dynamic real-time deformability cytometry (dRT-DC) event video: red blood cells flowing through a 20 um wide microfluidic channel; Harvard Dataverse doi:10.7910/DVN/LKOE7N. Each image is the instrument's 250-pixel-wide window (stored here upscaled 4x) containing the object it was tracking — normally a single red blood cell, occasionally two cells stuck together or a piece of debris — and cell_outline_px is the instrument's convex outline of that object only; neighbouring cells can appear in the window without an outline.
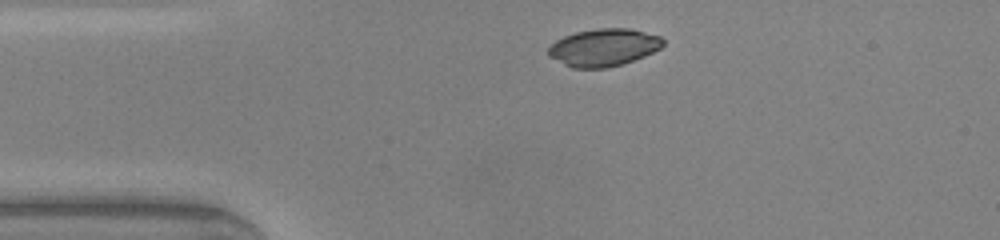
{"species": "common noctule bat (a hibernating species)", "species_latin": "Nyctalus noctula", "temperature_condition": "warm", "stored_images_in_passage": 30, "camera_frame_rate_fps": 3000, "um_per_image_px": 0.085, "animal": {"sex": "male", "body_mass_g": 20.0, "forearm_length_mm": 53.3}, "frame": {"image": 1, "passage_image": 1, "time_ms": 0.0, "image_size_px": [1000, 240], "cell_outline_px": [[664, 44], [660, 48], [644, 56], [620, 64], [604, 68], [572, 68], [548, 56], [548, 48], [556, 40], [564, 36], [576, 32], [596, 28], [632, 28], [660, 36], [664, 40]], "centroid_in_image_um": [51.3, 4.02], "position_along_channel_um": 33.7, "area_um2": 24.97}}
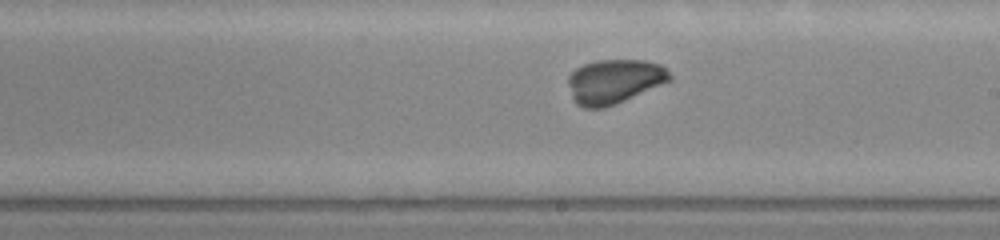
{"frame": {"image": 2, "passage_image": 18, "time_ms": 5.667, "image_size_px": [1000, 240], "cell_outline_px": [[672, 80], [616, 104], [604, 108], [584, 108], [576, 104], [572, 96], [568, 84], [568, 76], [576, 68], [584, 64], [596, 60], [644, 60], [660, 64], [672, 76]], "centroid_in_image_um": [52.2, 6.92], "position_along_channel_um": 236.8, "area_um2": 26.24}}
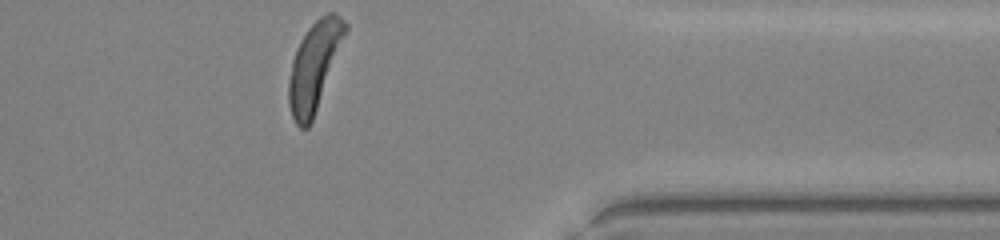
{"frame": {"image": 3, "passage_image": 30, "time_ms": 9.667, "image_size_px": [1000, 240], "cell_outline_px": [[348, 28], [312, 120], [308, 128], [300, 128], [296, 124], [292, 116], [288, 104], [288, 80], [292, 60], [296, 48], [300, 40], [308, 28], [320, 16], [328, 12], [336, 12], [348, 24]], "centroid_in_image_um": [26.69, 5.6], "position_along_channel_um": 384.7, "area_um2": 28.73}, "authors_computed_cell_mechanics": {"area_um2": 26.9059, "velocity_mm_per_s": 4.1892, "shape_relaxation_time_tau1_ms": 5.0435, "shape_relaxation_time_tau2_ms": 3.399, "deformation_change_tau1": 0.2937, "deformation_change_tau2": 0.0652}}